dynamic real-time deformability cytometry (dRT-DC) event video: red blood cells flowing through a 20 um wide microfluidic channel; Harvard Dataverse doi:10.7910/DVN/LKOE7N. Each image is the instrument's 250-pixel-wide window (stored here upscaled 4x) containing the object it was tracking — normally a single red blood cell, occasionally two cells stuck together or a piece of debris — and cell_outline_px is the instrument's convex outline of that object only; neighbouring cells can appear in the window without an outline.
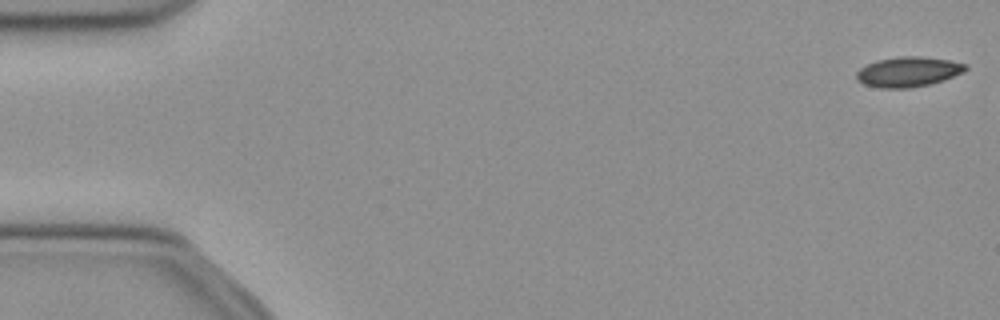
{"species": "common noctule bat (a hibernating species)", "species_latin": "Nyctalus noctula", "temperature_condition": "cold", "stored_images_in_passage": 7, "camera_frame_rate_fps": 3000, "um_per_image_px": 0.085, "animal": {"sex": "female", "body_mass_g": 21.9}, "frame": {"image": 1, "passage_image": 1, "time_ms": 0.0, "image_size_px": [1000, 320], "cell_outline_px": [[968, 68], [964, 72], [944, 80], [912, 88], [880, 88], [864, 84], [856, 80], [856, 72], [860, 68], [876, 60], [900, 56], [920, 56], [948, 60], [968, 64]], "centroid_in_image_um": [77.2, 6.1], "position_along_channel_um": 7.8, "area_um2": 19.19}}